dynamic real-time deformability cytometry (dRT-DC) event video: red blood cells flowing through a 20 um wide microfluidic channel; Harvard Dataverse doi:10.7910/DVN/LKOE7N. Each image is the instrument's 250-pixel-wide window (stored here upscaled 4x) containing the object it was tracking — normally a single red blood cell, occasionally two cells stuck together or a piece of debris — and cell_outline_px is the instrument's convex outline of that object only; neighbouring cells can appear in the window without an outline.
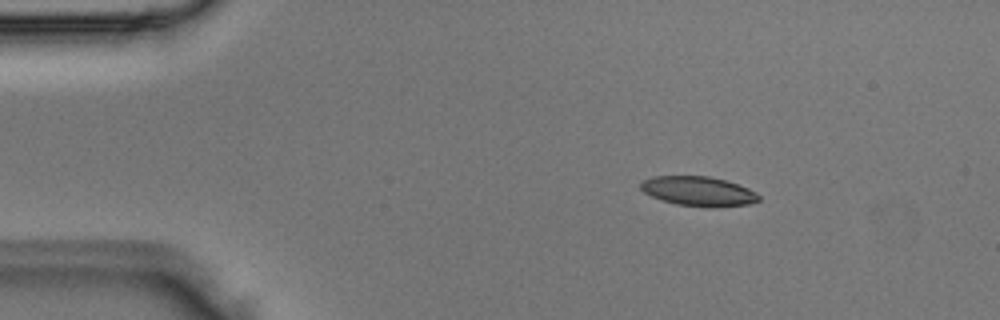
{"species": "Egyptian fruit bat (a non-hibernating species)", "species_latin": "Rousettus aegyptiacus", "temperature_condition": "room temperature", "stored_images_in_passage": 3, "camera_frame_rate_fps": 3000, "um_per_image_px": 0.085, "animal": {"sex": "male"}, "frame": {"image": 1, "passage_image": 1, "time_ms": 0.0, "image_size_px": [1000, 320], "cell_outline_px": [[760, 200], [748, 204], [708, 208], [676, 204], [652, 196], [644, 192], [640, 188], [640, 184], [644, 180], [652, 176], [708, 176], [728, 180], [748, 188], [756, 192], [760, 196]], "centroid_in_image_um": [59.39, 16.25], "position_along_channel_um": 25.6, "area_um2": 20.4}}
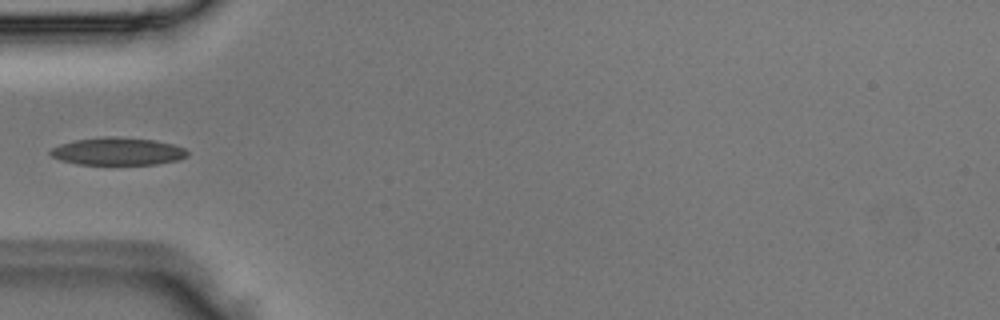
{"frame": {"image": 2, "passage_image": 3, "time_ms": 0.667, "image_size_px": [1000, 320], "cell_outline_px": [[188, 156], [180, 160], [156, 164], [76, 164], [60, 160], [52, 156], [48, 152], [52, 148], [60, 144], [72, 140], [104, 136], [116, 136], [156, 140], [172, 144], [184, 148], [188, 152]], "centroid_in_image_um": [10.0, 12.85], "position_along_channel_um": 75.0, "area_um2": 22.25}}